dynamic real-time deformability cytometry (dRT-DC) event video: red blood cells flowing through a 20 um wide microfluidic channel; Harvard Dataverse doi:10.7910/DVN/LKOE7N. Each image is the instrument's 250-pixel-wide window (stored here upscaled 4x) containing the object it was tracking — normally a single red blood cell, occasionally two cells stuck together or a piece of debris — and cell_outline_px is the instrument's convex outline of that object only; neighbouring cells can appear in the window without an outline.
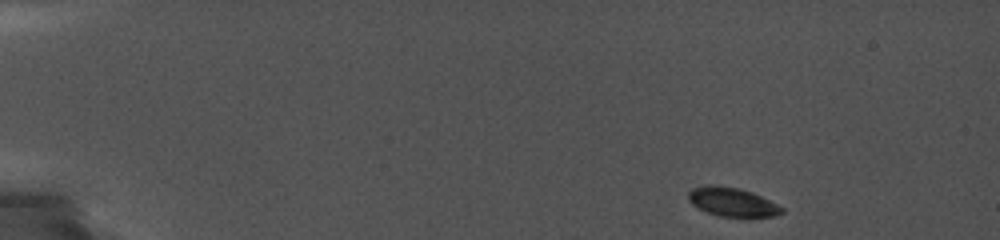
{"species": "common noctule bat (a hibernating species)", "species_latin": "Nyctalus noctula", "temperature_condition": "cold", "stored_images_in_passage": 47, "camera_frame_rate_fps": 5000, "um_per_image_px": 0.085, "animal": {"sex": "female", "body_mass_g": 19.0, "forearm_length_mm": 56.7}, "frame": {"image": 1, "passage_image": 1, "time_ms": 0.0, "image_size_px": [1000, 240], "cell_outline_px": [[784, 212], [776, 216], [744, 220], [720, 216], [708, 212], [692, 204], [688, 200], [688, 192], [692, 188], [708, 184], [712, 184], [740, 188], [752, 192], [784, 208]], "centroid_in_image_um": [62.28, 17.21], "position_along_channel_um": 22.7, "area_um2": 16.36}}
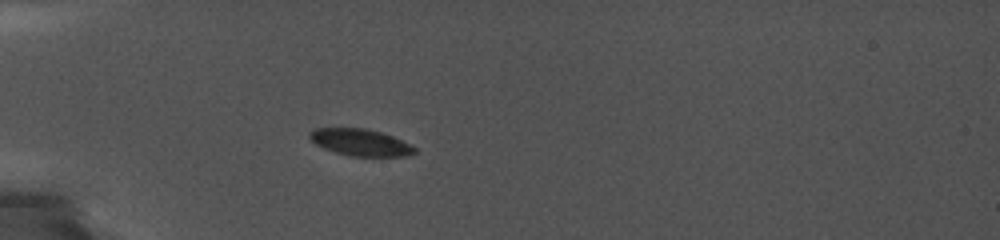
{"frame": {"image": 2, "passage_image": 20, "time_ms": 3.6, "image_size_px": [1000, 240], "cell_outline_px": [[416, 152], [404, 156], [348, 156], [324, 148], [316, 144], [308, 136], [308, 132], [316, 128], [364, 128], [380, 132], [392, 136], [416, 148]], "centroid_in_image_um": [30.6, 12.1], "position_along_channel_um": 54.4, "area_um2": 16.18}}